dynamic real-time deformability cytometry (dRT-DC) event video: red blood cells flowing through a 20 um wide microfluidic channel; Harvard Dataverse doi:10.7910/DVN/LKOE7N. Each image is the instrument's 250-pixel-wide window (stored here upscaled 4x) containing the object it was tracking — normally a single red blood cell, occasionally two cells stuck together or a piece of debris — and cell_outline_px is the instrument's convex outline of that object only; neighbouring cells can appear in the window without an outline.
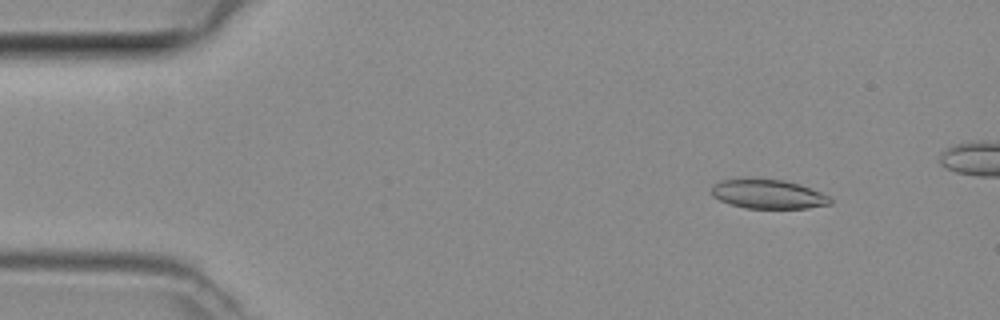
{"species": "common noctule bat (a hibernating species)", "species_latin": "Nyctalus noctula", "temperature_condition": "room temperature", "stored_images_in_passage": 44, "camera_frame_rate_fps": 3000, "um_per_image_px": 0.085, "animal": {"sex": "female", "body_mass_g": 29.2, "forearm_length_mm": 56.3}, "frame": {"image": 1, "passage_image": 6, "time_ms": 1.667, "image_size_px": [1000, 320], "cell_outline_px": [[832, 204], [808, 208], [744, 208], [720, 200], [712, 196], [712, 184], [720, 180], [784, 180], [800, 184], [820, 192], [828, 196], [832, 200]], "centroid_in_image_um": [65.31, 16.52], "position_along_channel_um": 19.7, "area_um2": 19.83}}
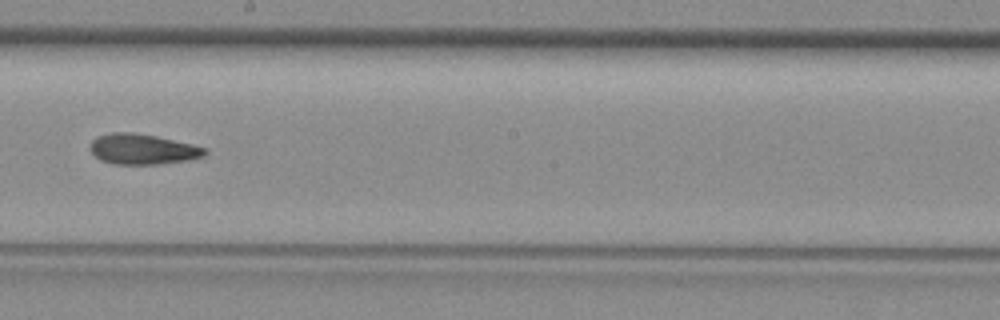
{"frame": {"image": 2, "passage_image": 27, "time_ms": 8.667, "image_size_px": [1000, 320], "cell_outline_px": [[208, 152], [204, 156], [188, 160], [156, 164], [112, 164], [100, 160], [92, 152], [92, 140], [100, 136], [112, 132], [132, 132], [156, 136], [192, 144], [208, 148]], "centroid_in_image_um": [12.17, 12.68], "position_along_channel_um": 236.0, "area_um2": 20.17}}
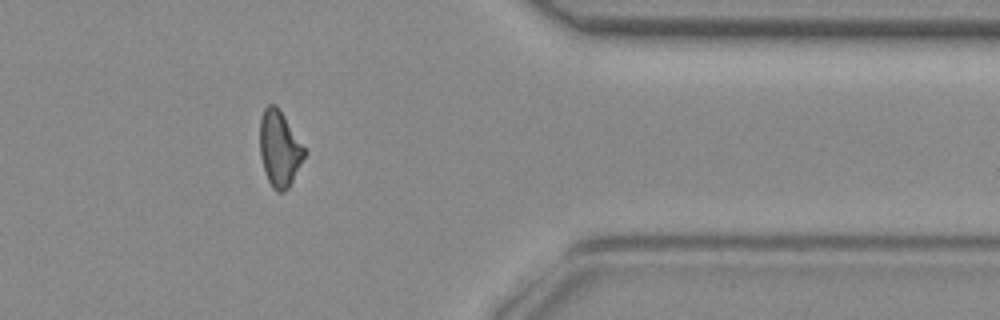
{"frame": {"image": 3, "passage_image": 39, "time_ms": 12.667, "image_size_px": [1000, 320], "cell_outline_px": [[304, 156], [288, 188], [284, 192], [276, 192], [272, 188], [268, 180], [260, 156], [260, 120], [264, 108], [268, 104], [276, 104], [284, 116], [304, 148]], "centroid_in_image_um": [23.72, 12.63], "position_along_channel_um": 387.7, "area_um2": 19.19}}